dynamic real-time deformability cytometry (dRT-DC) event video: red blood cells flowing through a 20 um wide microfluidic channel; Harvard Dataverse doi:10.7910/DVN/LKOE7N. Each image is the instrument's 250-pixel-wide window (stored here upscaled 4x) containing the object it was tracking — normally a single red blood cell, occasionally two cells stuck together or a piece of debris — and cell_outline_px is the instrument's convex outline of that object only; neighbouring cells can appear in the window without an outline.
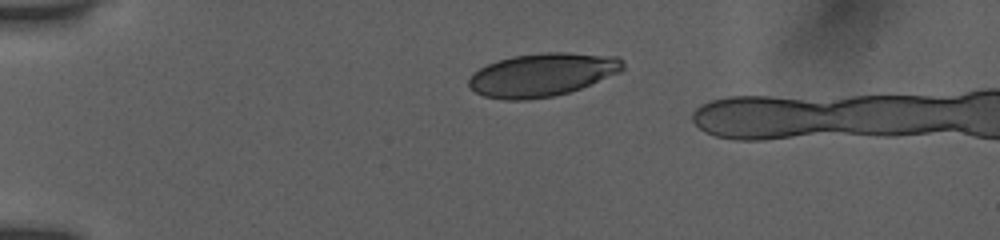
{"species": "human", "species_latin": "Homo sapiens", "temperature_condition": "room temperature", "stored_images_in_passage": 6, "camera_frame_rate_fps": 3000, "um_per_image_px": 0.085, "donor": {"sex": "female"}, "frame": {"image": 1, "passage_image": 1, "time_ms": 0.0, "image_size_px": [1000, 240], "cell_outline_px": [[624, 68], [620, 72], [580, 88], [568, 92], [552, 96], [528, 100], [504, 100], [484, 96], [476, 92], [468, 84], [468, 80], [472, 72], [488, 64], [512, 56], [544, 52], [568, 52], [616, 56], [624, 60]], "centroid_in_image_um": [46.09, 6.35], "position_along_channel_um": 38.9, "area_um2": 38.78}}